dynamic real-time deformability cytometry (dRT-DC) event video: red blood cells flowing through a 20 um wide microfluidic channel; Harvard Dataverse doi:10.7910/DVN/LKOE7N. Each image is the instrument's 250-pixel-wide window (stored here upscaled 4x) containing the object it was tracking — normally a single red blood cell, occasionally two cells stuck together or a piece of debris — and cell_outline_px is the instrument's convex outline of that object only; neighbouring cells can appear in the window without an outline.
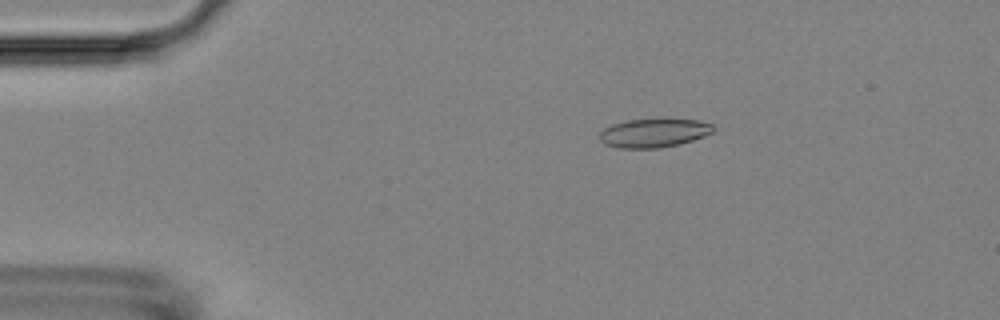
{"species": "Egyptian fruit bat (a non-hibernating species)", "species_latin": "Rousettus aegyptiacus", "temperature_condition": "room temperature", "stored_images_in_passage": 6, "camera_frame_rate_fps": 3000, "um_per_image_px": 0.085, "animal": {"sex": "female"}, "frame": {"image": 1, "passage_image": 3, "time_ms": 2.333, "image_size_px": [1000, 320], "cell_outline_px": [[716, 128], [712, 132], [704, 136], [692, 140], [660, 148], [620, 148], [604, 144], [600, 140], [600, 132], [604, 128], [612, 124], [628, 120], [700, 120], [712, 124]], "centroid_in_image_um": [55.56, 11.31], "position_along_channel_um": 29.4, "area_um2": 18.73}}
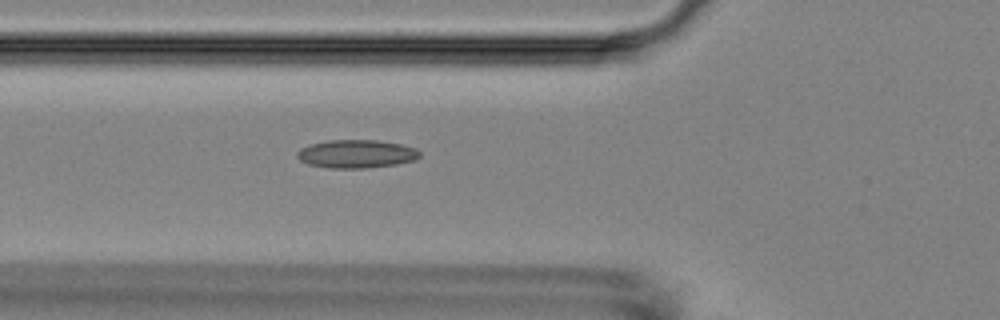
{"frame": {"image": 2, "passage_image": 6, "time_ms": 5.667, "image_size_px": [1000, 320], "cell_outline_px": [[420, 156], [416, 160], [396, 164], [364, 168], [328, 168], [308, 164], [300, 160], [296, 156], [296, 152], [300, 148], [312, 144], [328, 140], [376, 140], [400, 144], [416, 148], [420, 152]], "centroid_in_image_um": [30.29, 13.08], "position_along_channel_um": 95.5, "area_um2": 20.17}}